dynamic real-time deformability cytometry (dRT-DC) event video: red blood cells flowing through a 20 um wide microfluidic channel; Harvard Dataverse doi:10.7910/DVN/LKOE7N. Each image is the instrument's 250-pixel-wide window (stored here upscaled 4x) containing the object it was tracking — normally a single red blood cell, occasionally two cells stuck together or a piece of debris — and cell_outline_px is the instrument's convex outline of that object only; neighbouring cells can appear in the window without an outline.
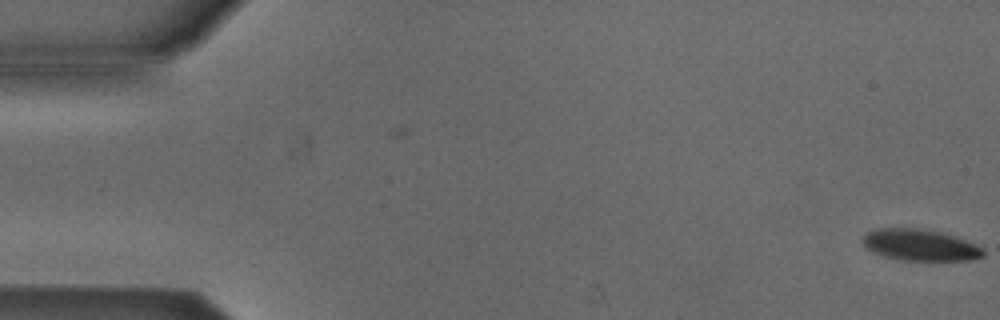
{"species": "Egyptian fruit bat (a non-hibernating species)", "species_latin": "Rousettus aegyptiacus", "temperature_condition": "cold", "stored_images_in_passage": 5, "camera_frame_rate_fps": 3000, "um_per_image_px": 0.085, "animal": {"sex": "male"}, "frame": {"image": 1, "passage_image": 1, "time_ms": 0.0, "image_size_px": [1000, 320], "cell_outline_px": [[984, 256], [972, 260], [900, 260], [884, 256], [872, 252], [864, 244], [864, 236], [868, 232], [880, 228], [920, 228], [940, 232], [964, 240], [980, 248], [984, 252]], "centroid_in_image_um": [78.18, 20.83], "position_along_channel_um": 6.8, "area_um2": 21.62}}
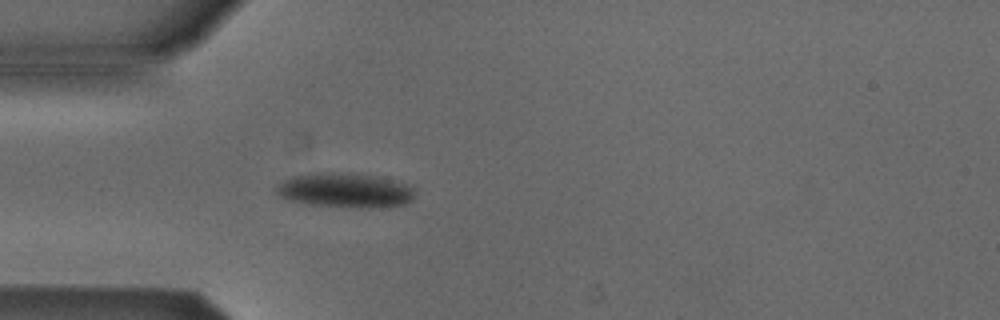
{"frame": {"image": 2, "passage_image": 5, "time_ms": 1.333, "image_size_px": [1000, 320], "cell_outline_px": [[412, 200], [404, 204], [368, 208], [348, 208], [304, 204], [276, 196], [272, 188], [276, 184], [288, 176], [308, 172], [352, 172], [376, 176], [392, 180], [404, 184], [412, 188]], "centroid_in_image_um": [29.15, 16.16], "position_along_channel_um": 55.8, "area_um2": 28.73}}